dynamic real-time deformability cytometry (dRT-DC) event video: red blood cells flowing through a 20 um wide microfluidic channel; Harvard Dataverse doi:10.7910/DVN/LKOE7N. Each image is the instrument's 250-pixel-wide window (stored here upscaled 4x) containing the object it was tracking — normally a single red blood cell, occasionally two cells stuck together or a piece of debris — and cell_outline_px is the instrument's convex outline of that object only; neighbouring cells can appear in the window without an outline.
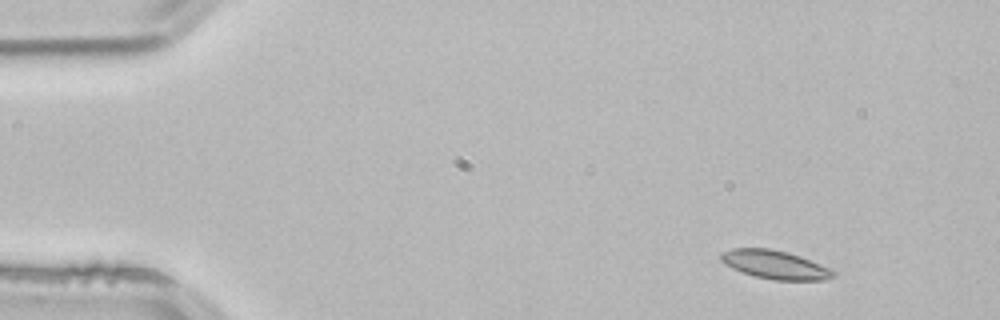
{"species": "common noctule bat (a hibernating species)", "species_latin": "Nyctalus noctula", "temperature_condition": "room temperature", "stored_images_in_passage": 3, "camera_frame_rate_fps": 3000, "um_per_image_px": 0.085, "animal": {"sex": "male", "body_mass_g": 21.5, "forearm_length_mm": 52.0}, "frame": {"image": 1, "passage_image": 1, "time_ms": 0.0, "image_size_px": [1000, 320], "cell_outline_px": [[836, 276], [824, 280], [776, 280], [756, 276], [732, 268], [724, 264], [720, 260], [720, 252], [732, 248], [768, 248], [788, 252], [800, 256], [828, 268], [836, 272]], "centroid_in_image_um": [65.85, 22.49], "position_along_channel_um": 19.2, "area_um2": 18.55}}